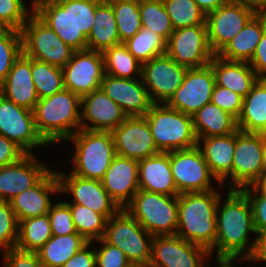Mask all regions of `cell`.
<instances>
[{"label":"cell","mask_w":266,"mask_h":267,"mask_svg":"<svg viewBox=\"0 0 266 267\" xmlns=\"http://www.w3.org/2000/svg\"><path fill=\"white\" fill-rule=\"evenodd\" d=\"M263 173H266V134H264Z\"/></svg>","instance_id":"6125c7cd"},{"label":"cell","mask_w":266,"mask_h":267,"mask_svg":"<svg viewBox=\"0 0 266 267\" xmlns=\"http://www.w3.org/2000/svg\"><path fill=\"white\" fill-rule=\"evenodd\" d=\"M205 15L216 10L221 5L227 3L229 0H193Z\"/></svg>","instance_id":"680465c9"},{"label":"cell","mask_w":266,"mask_h":267,"mask_svg":"<svg viewBox=\"0 0 266 267\" xmlns=\"http://www.w3.org/2000/svg\"><path fill=\"white\" fill-rule=\"evenodd\" d=\"M257 243L252 208L246 194L240 189L222 191L216 211L215 246L210 253L252 259Z\"/></svg>","instance_id":"6da1fadb"},{"label":"cell","mask_w":266,"mask_h":267,"mask_svg":"<svg viewBox=\"0 0 266 267\" xmlns=\"http://www.w3.org/2000/svg\"><path fill=\"white\" fill-rule=\"evenodd\" d=\"M22 53L21 31L7 29L0 34V85L5 81L14 61Z\"/></svg>","instance_id":"7bdbcfd3"},{"label":"cell","mask_w":266,"mask_h":267,"mask_svg":"<svg viewBox=\"0 0 266 267\" xmlns=\"http://www.w3.org/2000/svg\"><path fill=\"white\" fill-rule=\"evenodd\" d=\"M241 190L251 204L253 225L256 235L259 237L266 232V195H261L253 186Z\"/></svg>","instance_id":"681fc988"},{"label":"cell","mask_w":266,"mask_h":267,"mask_svg":"<svg viewBox=\"0 0 266 267\" xmlns=\"http://www.w3.org/2000/svg\"><path fill=\"white\" fill-rule=\"evenodd\" d=\"M34 13L75 51L87 49V37L75 27L68 0H34Z\"/></svg>","instance_id":"ffe728a7"},{"label":"cell","mask_w":266,"mask_h":267,"mask_svg":"<svg viewBox=\"0 0 266 267\" xmlns=\"http://www.w3.org/2000/svg\"><path fill=\"white\" fill-rule=\"evenodd\" d=\"M87 243L78 233L53 235L36 253L42 267H61Z\"/></svg>","instance_id":"836d02e7"},{"label":"cell","mask_w":266,"mask_h":267,"mask_svg":"<svg viewBox=\"0 0 266 267\" xmlns=\"http://www.w3.org/2000/svg\"><path fill=\"white\" fill-rule=\"evenodd\" d=\"M210 254L178 235L154 236L149 267H202Z\"/></svg>","instance_id":"e0dca14e"},{"label":"cell","mask_w":266,"mask_h":267,"mask_svg":"<svg viewBox=\"0 0 266 267\" xmlns=\"http://www.w3.org/2000/svg\"><path fill=\"white\" fill-rule=\"evenodd\" d=\"M142 27L169 40L174 31L162 0H139Z\"/></svg>","instance_id":"60d3db41"},{"label":"cell","mask_w":266,"mask_h":267,"mask_svg":"<svg viewBox=\"0 0 266 267\" xmlns=\"http://www.w3.org/2000/svg\"><path fill=\"white\" fill-rule=\"evenodd\" d=\"M139 189L179 196L170 167L169 152H160L138 161Z\"/></svg>","instance_id":"83f0119b"},{"label":"cell","mask_w":266,"mask_h":267,"mask_svg":"<svg viewBox=\"0 0 266 267\" xmlns=\"http://www.w3.org/2000/svg\"><path fill=\"white\" fill-rule=\"evenodd\" d=\"M33 112L36 130L49 146L81 129V97L68 89L39 99Z\"/></svg>","instance_id":"3957f363"},{"label":"cell","mask_w":266,"mask_h":267,"mask_svg":"<svg viewBox=\"0 0 266 267\" xmlns=\"http://www.w3.org/2000/svg\"><path fill=\"white\" fill-rule=\"evenodd\" d=\"M6 30L7 28L0 22V34H2Z\"/></svg>","instance_id":"be15d7a7"},{"label":"cell","mask_w":266,"mask_h":267,"mask_svg":"<svg viewBox=\"0 0 266 267\" xmlns=\"http://www.w3.org/2000/svg\"><path fill=\"white\" fill-rule=\"evenodd\" d=\"M111 133L119 156L139 161L160 153L145 116L127 117Z\"/></svg>","instance_id":"d6986e66"},{"label":"cell","mask_w":266,"mask_h":267,"mask_svg":"<svg viewBox=\"0 0 266 267\" xmlns=\"http://www.w3.org/2000/svg\"><path fill=\"white\" fill-rule=\"evenodd\" d=\"M52 235H69L77 233L73 223L70 206L66 201H56L48 212Z\"/></svg>","instance_id":"bcb514c9"},{"label":"cell","mask_w":266,"mask_h":267,"mask_svg":"<svg viewBox=\"0 0 266 267\" xmlns=\"http://www.w3.org/2000/svg\"><path fill=\"white\" fill-rule=\"evenodd\" d=\"M127 267H142V266H139V265H136V264H130L129 266Z\"/></svg>","instance_id":"e7e4bbea"},{"label":"cell","mask_w":266,"mask_h":267,"mask_svg":"<svg viewBox=\"0 0 266 267\" xmlns=\"http://www.w3.org/2000/svg\"><path fill=\"white\" fill-rule=\"evenodd\" d=\"M61 267H97L93 243L88 242Z\"/></svg>","instance_id":"db71d44e"},{"label":"cell","mask_w":266,"mask_h":267,"mask_svg":"<svg viewBox=\"0 0 266 267\" xmlns=\"http://www.w3.org/2000/svg\"><path fill=\"white\" fill-rule=\"evenodd\" d=\"M62 71L64 88L80 97L100 89L105 74L102 52L89 49L75 51Z\"/></svg>","instance_id":"2e32d148"},{"label":"cell","mask_w":266,"mask_h":267,"mask_svg":"<svg viewBox=\"0 0 266 267\" xmlns=\"http://www.w3.org/2000/svg\"><path fill=\"white\" fill-rule=\"evenodd\" d=\"M60 184V194L69 195L67 204H80L102 214L107 220L121 208L110 197L99 180L78 177L71 172L56 171ZM71 201V202H70Z\"/></svg>","instance_id":"5bb4252c"},{"label":"cell","mask_w":266,"mask_h":267,"mask_svg":"<svg viewBox=\"0 0 266 267\" xmlns=\"http://www.w3.org/2000/svg\"><path fill=\"white\" fill-rule=\"evenodd\" d=\"M101 182L110 197L124 209L139 190L138 161L116 155Z\"/></svg>","instance_id":"d4e9b609"},{"label":"cell","mask_w":266,"mask_h":267,"mask_svg":"<svg viewBox=\"0 0 266 267\" xmlns=\"http://www.w3.org/2000/svg\"><path fill=\"white\" fill-rule=\"evenodd\" d=\"M216 256V257H215ZM213 255V254H210L203 262V265L202 267H238L236 263L240 264L239 262H251L252 263V259L251 258H248V257H241V256H228V255ZM214 257V260L216 262V264L214 265H210L211 262H208L210 259V261H212L211 259H213ZM241 267V266H240Z\"/></svg>","instance_id":"9f6ffc18"},{"label":"cell","mask_w":266,"mask_h":267,"mask_svg":"<svg viewBox=\"0 0 266 267\" xmlns=\"http://www.w3.org/2000/svg\"><path fill=\"white\" fill-rule=\"evenodd\" d=\"M24 1L0 0V22L7 29L21 30L29 17L34 13V0H31L29 5Z\"/></svg>","instance_id":"ee69618b"},{"label":"cell","mask_w":266,"mask_h":267,"mask_svg":"<svg viewBox=\"0 0 266 267\" xmlns=\"http://www.w3.org/2000/svg\"><path fill=\"white\" fill-rule=\"evenodd\" d=\"M224 188L220 184L219 189L208 192L180 194L176 235L210 251L215 246L216 211Z\"/></svg>","instance_id":"7a4b0ae2"},{"label":"cell","mask_w":266,"mask_h":267,"mask_svg":"<svg viewBox=\"0 0 266 267\" xmlns=\"http://www.w3.org/2000/svg\"><path fill=\"white\" fill-rule=\"evenodd\" d=\"M26 154L16 143L0 135V168L17 162Z\"/></svg>","instance_id":"f5cc1de1"},{"label":"cell","mask_w":266,"mask_h":267,"mask_svg":"<svg viewBox=\"0 0 266 267\" xmlns=\"http://www.w3.org/2000/svg\"><path fill=\"white\" fill-rule=\"evenodd\" d=\"M264 134L235 131L232 189L252 186L263 173Z\"/></svg>","instance_id":"30bf717a"},{"label":"cell","mask_w":266,"mask_h":267,"mask_svg":"<svg viewBox=\"0 0 266 267\" xmlns=\"http://www.w3.org/2000/svg\"><path fill=\"white\" fill-rule=\"evenodd\" d=\"M114 11L120 43L132 38L142 28L139 0H107Z\"/></svg>","instance_id":"ab89813d"},{"label":"cell","mask_w":266,"mask_h":267,"mask_svg":"<svg viewBox=\"0 0 266 267\" xmlns=\"http://www.w3.org/2000/svg\"><path fill=\"white\" fill-rule=\"evenodd\" d=\"M54 196L60 198L56 170L51 169L32 187L11 199L10 205L19 221L48 214Z\"/></svg>","instance_id":"44dd1931"},{"label":"cell","mask_w":266,"mask_h":267,"mask_svg":"<svg viewBox=\"0 0 266 267\" xmlns=\"http://www.w3.org/2000/svg\"><path fill=\"white\" fill-rule=\"evenodd\" d=\"M265 31L266 13H256L217 55L229 61L249 62Z\"/></svg>","instance_id":"f546056e"},{"label":"cell","mask_w":266,"mask_h":267,"mask_svg":"<svg viewBox=\"0 0 266 267\" xmlns=\"http://www.w3.org/2000/svg\"><path fill=\"white\" fill-rule=\"evenodd\" d=\"M49 215L27 218L19 221L16 249L37 252L51 237Z\"/></svg>","instance_id":"d590c367"},{"label":"cell","mask_w":266,"mask_h":267,"mask_svg":"<svg viewBox=\"0 0 266 267\" xmlns=\"http://www.w3.org/2000/svg\"><path fill=\"white\" fill-rule=\"evenodd\" d=\"M100 88L127 117L145 116L153 105L142 78L124 79L104 74Z\"/></svg>","instance_id":"cb8c5ba5"},{"label":"cell","mask_w":266,"mask_h":267,"mask_svg":"<svg viewBox=\"0 0 266 267\" xmlns=\"http://www.w3.org/2000/svg\"><path fill=\"white\" fill-rule=\"evenodd\" d=\"M0 135L16 143L27 154L49 147L35 127L34 112L0 94Z\"/></svg>","instance_id":"8fae6325"},{"label":"cell","mask_w":266,"mask_h":267,"mask_svg":"<svg viewBox=\"0 0 266 267\" xmlns=\"http://www.w3.org/2000/svg\"><path fill=\"white\" fill-rule=\"evenodd\" d=\"M186 67L167 53L142 64L141 78L153 104H166L183 83Z\"/></svg>","instance_id":"4fadbf2b"},{"label":"cell","mask_w":266,"mask_h":267,"mask_svg":"<svg viewBox=\"0 0 266 267\" xmlns=\"http://www.w3.org/2000/svg\"><path fill=\"white\" fill-rule=\"evenodd\" d=\"M20 31L22 53L29 58L63 68L75 52L35 13Z\"/></svg>","instance_id":"ba28073f"},{"label":"cell","mask_w":266,"mask_h":267,"mask_svg":"<svg viewBox=\"0 0 266 267\" xmlns=\"http://www.w3.org/2000/svg\"><path fill=\"white\" fill-rule=\"evenodd\" d=\"M193 128L197 139L211 136H226L234 133L237 119L215 104H205L192 115Z\"/></svg>","instance_id":"4dcf8cb0"},{"label":"cell","mask_w":266,"mask_h":267,"mask_svg":"<svg viewBox=\"0 0 266 267\" xmlns=\"http://www.w3.org/2000/svg\"><path fill=\"white\" fill-rule=\"evenodd\" d=\"M102 55L105 74L124 79L141 78L142 63L129 52L124 43L107 48Z\"/></svg>","instance_id":"e575fe53"},{"label":"cell","mask_w":266,"mask_h":267,"mask_svg":"<svg viewBox=\"0 0 266 267\" xmlns=\"http://www.w3.org/2000/svg\"><path fill=\"white\" fill-rule=\"evenodd\" d=\"M257 12L244 4L229 0L206 15L208 42L217 55Z\"/></svg>","instance_id":"9a60e30c"},{"label":"cell","mask_w":266,"mask_h":267,"mask_svg":"<svg viewBox=\"0 0 266 267\" xmlns=\"http://www.w3.org/2000/svg\"><path fill=\"white\" fill-rule=\"evenodd\" d=\"M153 235L125 209L107 220L103 239L122 250L131 264L149 267Z\"/></svg>","instance_id":"52a82bcc"},{"label":"cell","mask_w":266,"mask_h":267,"mask_svg":"<svg viewBox=\"0 0 266 267\" xmlns=\"http://www.w3.org/2000/svg\"><path fill=\"white\" fill-rule=\"evenodd\" d=\"M154 143L160 152L182 150L197 145L192 116L166 104H153L145 114Z\"/></svg>","instance_id":"5b68a950"},{"label":"cell","mask_w":266,"mask_h":267,"mask_svg":"<svg viewBox=\"0 0 266 267\" xmlns=\"http://www.w3.org/2000/svg\"><path fill=\"white\" fill-rule=\"evenodd\" d=\"M19 222L10 202L0 200V251L13 249L18 241Z\"/></svg>","instance_id":"f6af8a7d"},{"label":"cell","mask_w":266,"mask_h":267,"mask_svg":"<svg viewBox=\"0 0 266 267\" xmlns=\"http://www.w3.org/2000/svg\"><path fill=\"white\" fill-rule=\"evenodd\" d=\"M253 8L257 13H266V0H234Z\"/></svg>","instance_id":"91938a15"},{"label":"cell","mask_w":266,"mask_h":267,"mask_svg":"<svg viewBox=\"0 0 266 267\" xmlns=\"http://www.w3.org/2000/svg\"><path fill=\"white\" fill-rule=\"evenodd\" d=\"M166 53L188 69L209 65L215 54L209 46L207 25L175 29L167 41Z\"/></svg>","instance_id":"7c38bea8"},{"label":"cell","mask_w":266,"mask_h":267,"mask_svg":"<svg viewBox=\"0 0 266 267\" xmlns=\"http://www.w3.org/2000/svg\"><path fill=\"white\" fill-rule=\"evenodd\" d=\"M127 115L100 88L81 97V129L112 132Z\"/></svg>","instance_id":"603a6c76"},{"label":"cell","mask_w":266,"mask_h":267,"mask_svg":"<svg viewBox=\"0 0 266 267\" xmlns=\"http://www.w3.org/2000/svg\"><path fill=\"white\" fill-rule=\"evenodd\" d=\"M215 84V76L210 65L187 69L183 83L166 105L192 116L205 104L211 103Z\"/></svg>","instance_id":"ac0fdd59"},{"label":"cell","mask_w":266,"mask_h":267,"mask_svg":"<svg viewBox=\"0 0 266 267\" xmlns=\"http://www.w3.org/2000/svg\"><path fill=\"white\" fill-rule=\"evenodd\" d=\"M120 44L118 27L111 4L102 0L96 7L94 24L87 37V49L103 52Z\"/></svg>","instance_id":"d6a6232c"},{"label":"cell","mask_w":266,"mask_h":267,"mask_svg":"<svg viewBox=\"0 0 266 267\" xmlns=\"http://www.w3.org/2000/svg\"><path fill=\"white\" fill-rule=\"evenodd\" d=\"M209 65L212 67L216 85L230 89L243 98L259 79L248 62L229 61L214 55Z\"/></svg>","instance_id":"f1b7e54d"},{"label":"cell","mask_w":266,"mask_h":267,"mask_svg":"<svg viewBox=\"0 0 266 267\" xmlns=\"http://www.w3.org/2000/svg\"><path fill=\"white\" fill-rule=\"evenodd\" d=\"M173 29L206 25V15L193 0H162Z\"/></svg>","instance_id":"b9f144b4"},{"label":"cell","mask_w":266,"mask_h":267,"mask_svg":"<svg viewBox=\"0 0 266 267\" xmlns=\"http://www.w3.org/2000/svg\"><path fill=\"white\" fill-rule=\"evenodd\" d=\"M35 154H26L15 163L0 168V200L9 202L34 186L51 168Z\"/></svg>","instance_id":"7402d4cb"},{"label":"cell","mask_w":266,"mask_h":267,"mask_svg":"<svg viewBox=\"0 0 266 267\" xmlns=\"http://www.w3.org/2000/svg\"><path fill=\"white\" fill-rule=\"evenodd\" d=\"M153 236L176 235L178 196H168L139 189L124 208Z\"/></svg>","instance_id":"8992f818"},{"label":"cell","mask_w":266,"mask_h":267,"mask_svg":"<svg viewBox=\"0 0 266 267\" xmlns=\"http://www.w3.org/2000/svg\"><path fill=\"white\" fill-rule=\"evenodd\" d=\"M3 267H42L36 252H25L16 248L1 252Z\"/></svg>","instance_id":"816d5d0a"},{"label":"cell","mask_w":266,"mask_h":267,"mask_svg":"<svg viewBox=\"0 0 266 267\" xmlns=\"http://www.w3.org/2000/svg\"><path fill=\"white\" fill-rule=\"evenodd\" d=\"M67 141L75 145L69 162L74 166L68 171L81 178L101 181L117 155L112 133L80 129Z\"/></svg>","instance_id":"277c9868"},{"label":"cell","mask_w":266,"mask_h":267,"mask_svg":"<svg viewBox=\"0 0 266 267\" xmlns=\"http://www.w3.org/2000/svg\"><path fill=\"white\" fill-rule=\"evenodd\" d=\"M197 146L201 150L210 172L225 187V191L232 189L235 132L226 136L199 138Z\"/></svg>","instance_id":"484cf974"},{"label":"cell","mask_w":266,"mask_h":267,"mask_svg":"<svg viewBox=\"0 0 266 267\" xmlns=\"http://www.w3.org/2000/svg\"><path fill=\"white\" fill-rule=\"evenodd\" d=\"M257 262L266 264V232L258 237L256 252L252 258L253 264H256Z\"/></svg>","instance_id":"6f0895ef"},{"label":"cell","mask_w":266,"mask_h":267,"mask_svg":"<svg viewBox=\"0 0 266 267\" xmlns=\"http://www.w3.org/2000/svg\"><path fill=\"white\" fill-rule=\"evenodd\" d=\"M243 97L237 93L215 84L211 96V103L229 112L236 119L240 116L243 108Z\"/></svg>","instance_id":"f907efd6"},{"label":"cell","mask_w":266,"mask_h":267,"mask_svg":"<svg viewBox=\"0 0 266 267\" xmlns=\"http://www.w3.org/2000/svg\"><path fill=\"white\" fill-rule=\"evenodd\" d=\"M0 94L16 105L34 110L39 97L31 75V58L23 53L14 61L5 81L0 85Z\"/></svg>","instance_id":"4316f807"},{"label":"cell","mask_w":266,"mask_h":267,"mask_svg":"<svg viewBox=\"0 0 266 267\" xmlns=\"http://www.w3.org/2000/svg\"><path fill=\"white\" fill-rule=\"evenodd\" d=\"M102 0H68L73 6V21L78 30L88 37L94 24L96 7Z\"/></svg>","instance_id":"7dc6e473"},{"label":"cell","mask_w":266,"mask_h":267,"mask_svg":"<svg viewBox=\"0 0 266 267\" xmlns=\"http://www.w3.org/2000/svg\"><path fill=\"white\" fill-rule=\"evenodd\" d=\"M76 231L86 241L93 242L103 238L107 219L100 213L80 204H68Z\"/></svg>","instance_id":"f35d334b"},{"label":"cell","mask_w":266,"mask_h":267,"mask_svg":"<svg viewBox=\"0 0 266 267\" xmlns=\"http://www.w3.org/2000/svg\"><path fill=\"white\" fill-rule=\"evenodd\" d=\"M259 79H266V31L258 43L252 59L248 62Z\"/></svg>","instance_id":"11a10c76"},{"label":"cell","mask_w":266,"mask_h":267,"mask_svg":"<svg viewBox=\"0 0 266 267\" xmlns=\"http://www.w3.org/2000/svg\"><path fill=\"white\" fill-rule=\"evenodd\" d=\"M129 52L142 64L165 54L167 41L152 30L142 27L132 38L124 42Z\"/></svg>","instance_id":"8d00e7d4"},{"label":"cell","mask_w":266,"mask_h":267,"mask_svg":"<svg viewBox=\"0 0 266 267\" xmlns=\"http://www.w3.org/2000/svg\"><path fill=\"white\" fill-rule=\"evenodd\" d=\"M261 195H266V173H262L261 177L252 185Z\"/></svg>","instance_id":"94428289"},{"label":"cell","mask_w":266,"mask_h":267,"mask_svg":"<svg viewBox=\"0 0 266 267\" xmlns=\"http://www.w3.org/2000/svg\"><path fill=\"white\" fill-rule=\"evenodd\" d=\"M170 167L179 194L208 192L220 187L199 147L169 151ZM214 181V182H213ZM218 184V186L214 183Z\"/></svg>","instance_id":"9c48e42d"},{"label":"cell","mask_w":266,"mask_h":267,"mask_svg":"<svg viewBox=\"0 0 266 267\" xmlns=\"http://www.w3.org/2000/svg\"><path fill=\"white\" fill-rule=\"evenodd\" d=\"M31 75L39 99L64 89L62 68L31 58Z\"/></svg>","instance_id":"74e56055"},{"label":"cell","mask_w":266,"mask_h":267,"mask_svg":"<svg viewBox=\"0 0 266 267\" xmlns=\"http://www.w3.org/2000/svg\"><path fill=\"white\" fill-rule=\"evenodd\" d=\"M100 247H96V243ZM95 249L97 267H127L131 263L118 247L107 243L103 238L92 242Z\"/></svg>","instance_id":"c3c4849f"},{"label":"cell","mask_w":266,"mask_h":267,"mask_svg":"<svg viewBox=\"0 0 266 267\" xmlns=\"http://www.w3.org/2000/svg\"><path fill=\"white\" fill-rule=\"evenodd\" d=\"M237 128L244 132L266 134V79H258L243 99Z\"/></svg>","instance_id":"1f68e13d"}]
</instances>
